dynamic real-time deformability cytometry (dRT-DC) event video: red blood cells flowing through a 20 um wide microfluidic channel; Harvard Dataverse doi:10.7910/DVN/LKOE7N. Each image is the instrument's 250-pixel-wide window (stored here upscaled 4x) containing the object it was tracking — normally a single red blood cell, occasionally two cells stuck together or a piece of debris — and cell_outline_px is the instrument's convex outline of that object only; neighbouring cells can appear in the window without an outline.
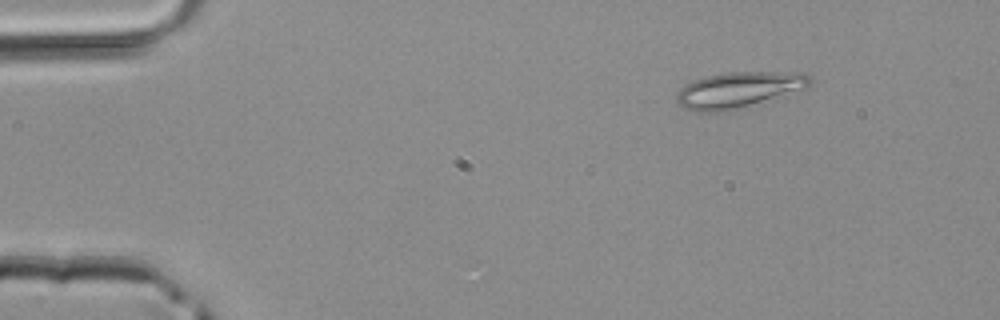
{"species": "common noctule bat (a hibernating species)", "species_latin": "Nyctalus noctula", "temperature_condition": "room temperature", "stored_images_in_passage": 3, "camera_frame_rate_fps": 3000, "um_per_image_px": 0.085, "animal": {"sex": "male", "body_mass_g": 20.4}, "frame": {"image": 1, "passage_image": 1, "time_ms": 0.0, "image_size_px": [1000, 320], "cell_outline_px": [[812, 80], [804, 88], [784, 96], [728, 112], [696, 112], [684, 108], [676, 104], [676, 92], [680, 88], [692, 80], [708, 76], [728, 72], [808, 72]], "centroid_in_image_um": [62.76, 7.65], "position_along_channel_um": 22.2, "area_um2": 28.38}}